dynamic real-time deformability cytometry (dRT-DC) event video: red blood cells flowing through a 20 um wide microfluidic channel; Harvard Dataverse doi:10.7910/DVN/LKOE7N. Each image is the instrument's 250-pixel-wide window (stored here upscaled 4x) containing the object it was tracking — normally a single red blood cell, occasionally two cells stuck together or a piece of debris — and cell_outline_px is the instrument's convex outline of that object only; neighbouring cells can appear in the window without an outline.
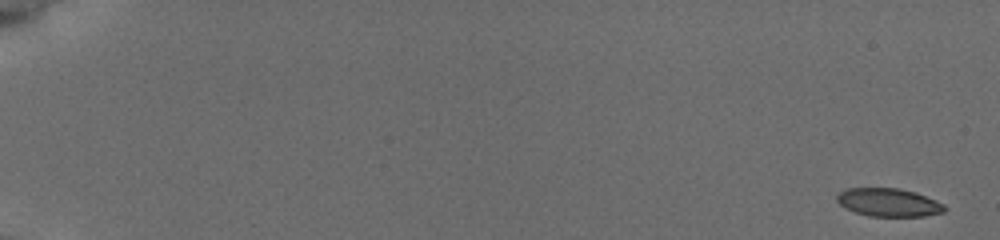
{"species": "common noctule bat (a hibernating species)", "species_latin": "Nyctalus noctula", "temperature_condition": "cold", "stored_images_in_passage": 21, "camera_frame_rate_fps": 3000, "um_per_image_px": 0.085, "animal": {"sex": "female", "body_mass_g": 19.5, "forearm_length_mm": 54.1}, "frame": {"image": 1, "passage_image": 1, "time_ms": 0.0, "image_size_px": [1000, 240], "cell_outline_px": [[948, 208], [944, 212], [924, 216], [868, 216], [844, 208], [836, 200], [836, 196], [840, 192], [848, 188], [900, 188], [916, 192], [936, 200], [944, 204]], "centroid_in_image_um": [75.55, 17.2], "position_along_channel_um": 9.4, "area_um2": 17.8}}
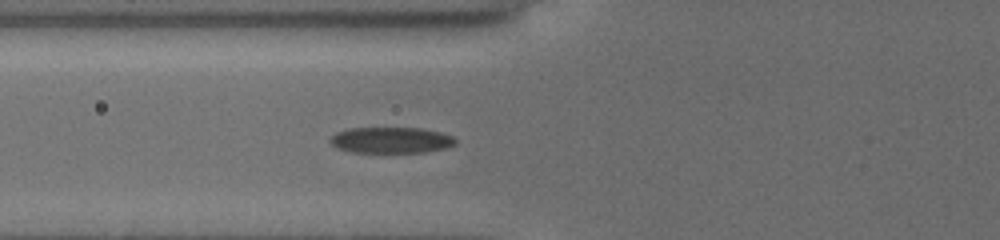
{"frame": {"image": 2, "passage_image": 15, "time_ms": 7.333, "image_size_px": [1000, 240], "cell_outline_px": [[456, 144], [444, 148], [424, 152], [352, 152], [336, 148], [328, 140], [336, 132], [348, 128], [420, 128], [440, 132], [452, 136], [456, 140]], "centroid_in_image_um": [33.21, 11.91], "position_along_channel_um": 92.6, "area_um2": 18.96}}
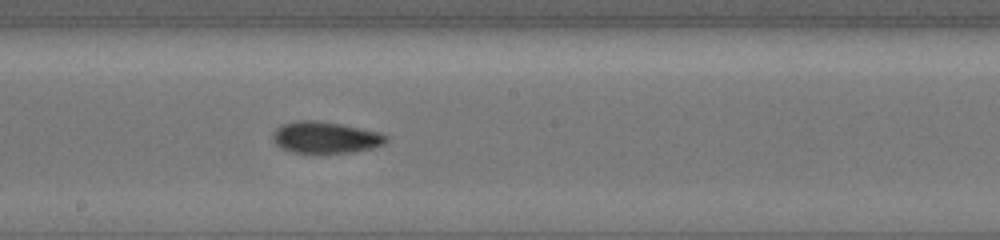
{"frame": {"image": 3, "passage_image": 21, "time_ms": 10.667, "image_size_px": [1000, 240], "cell_outline_px": [[388, 140], [384, 144], [372, 148], [352, 152], [292, 152], [276, 144], [272, 140], [272, 132], [276, 128], [284, 124], [296, 120], [316, 120], [340, 124], [376, 132], [388, 136]], "centroid_in_image_um": [27.63, 11.67], "position_along_channel_um": 220.6, "area_um2": 20.52}}